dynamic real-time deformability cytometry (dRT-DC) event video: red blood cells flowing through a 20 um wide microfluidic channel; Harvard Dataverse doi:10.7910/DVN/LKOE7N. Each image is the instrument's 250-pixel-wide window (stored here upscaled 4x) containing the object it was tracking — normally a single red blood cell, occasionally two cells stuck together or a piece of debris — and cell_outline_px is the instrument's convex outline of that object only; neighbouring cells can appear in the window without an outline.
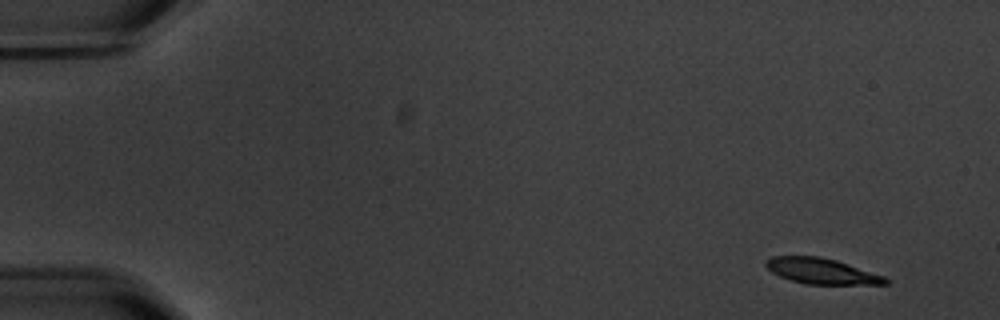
{"species": "common noctule bat (a hibernating species)", "species_latin": "Nyctalus noctula", "temperature_condition": "warm", "stored_images_in_passage": 5, "camera_frame_rate_fps": 3000, "um_per_image_px": 0.085, "animal": {"sex": "male", "body_mass_g": 20.1, "forearm_length_mm": 53.5}, "frame": {"image": 1, "passage_image": 2, "time_ms": 1.0, "image_size_px": [1000, 320], "cell_outline_px": [[892, 280], [888, 284], [804, 284], [780, 276], [772, 272], [764, 264], [764, 260], [772, 256], [820, 256], [836, 260], [884, 276]], "centroid_in_image_um": [69.83, 23.04], "position_along_channel_um": 15.2, "area_um2": 17.86}}
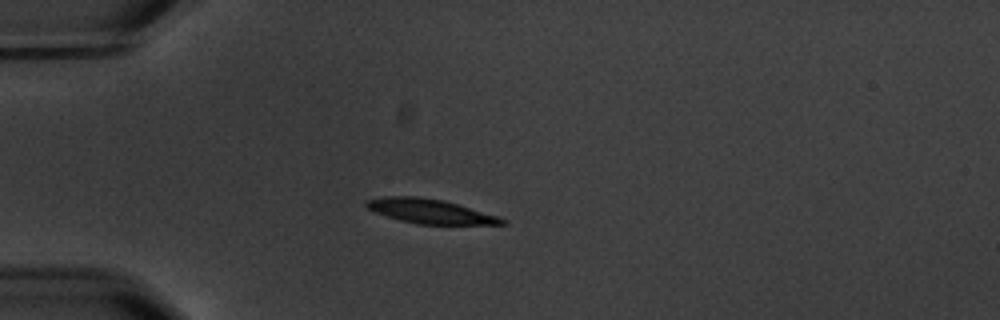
{"frame": {"image": 2, "passage_image": 5, "time_ms": 5.0, "image_size_px": [1000, 320], "cell_outline_px": [[508, 224], [416, 224], [400, 220], [376, 212], [368, 208], [364, 204], [368, 200], [384, 196], [416, 196], [444, 200], [500, 216], [508, 220]], "centroid_in_image_um": [36.62, 17.95], "position_along_channel_um": 48.4, "area_um2": 19.25}}